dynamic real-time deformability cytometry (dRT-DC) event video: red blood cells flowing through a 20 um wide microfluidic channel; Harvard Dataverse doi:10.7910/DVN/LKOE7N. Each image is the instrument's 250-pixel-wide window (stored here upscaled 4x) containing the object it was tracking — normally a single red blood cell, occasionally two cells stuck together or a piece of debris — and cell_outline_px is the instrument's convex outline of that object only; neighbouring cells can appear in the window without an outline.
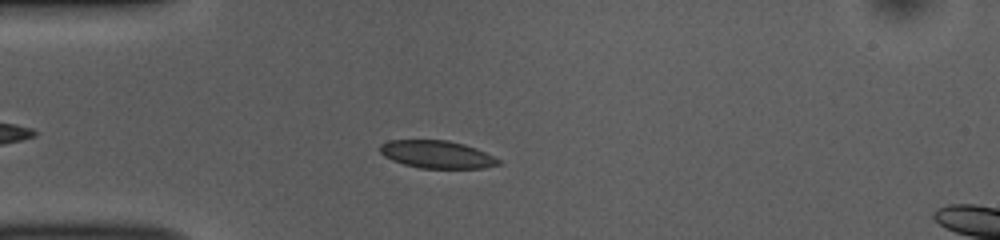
{"species": "common noctule bat (a hibernating species)", "species_latin": "Nyctalus noctula", "temperature_condition": "room temperature", "stored_images_in_passage": 46, "camera_frame_rate_fps": 3000, "um_per_image_px": 0.085, "animal": {"sex": "female", "body_mass_g": 10.0, "forearm_length_mm": 53.1}, "frame": {"image": 1, "passage_image": 8, "time_ms": 2.333, "image_size_px": [1000, 240], "cell_outline_px": [[500, 164], [484, 168], [420, 168], [404, 164], [392, 160], [384, 156], [380, 152], [380, 144], [388, 140], [448, 140], [464, 144], [476, 148], [500, 160]], "centroid_in_image_um": [37.11, 13.12], "position_along_channel_um": 47.9, "area_um2": 19.02}}
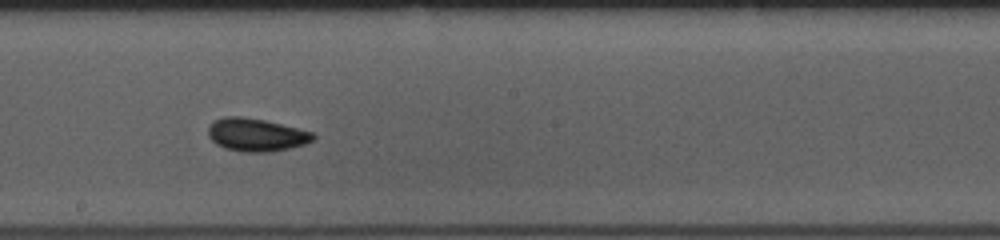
{"frame": {"image": 2, "passage_image": 23, "time_ms": 7.333, "image_size_px": [1000, 240], "cell_outline_px": [[316, 136], [312, 140], [304, 144], [272, 152], [244, 152], [224, 148], [216, 144], [208, 136], [208, 128], [212, 120], [224, 116], [240, 116], [264, 120], [312, 132]], "centroid_in_image_um": [21.72, 11.45], "position_along_channel_um": 226.5, "area_um2": 20.11}}
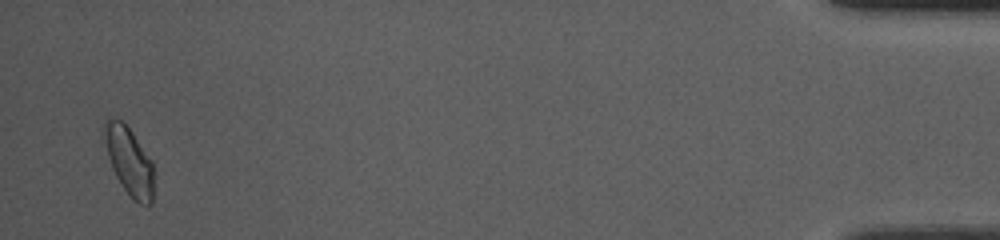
{"frame": {"image": 3, "passage_image": 45, "time_ms": 14.667, "image_size_px": [1000, 240], "cell_outline_px": [[152, 204], [140, 204], [132, 200], [116, 176], [112, 168], [108, 156], [104, 128], [104, 124], [108, 116], [112, 116], [120, 120], [132, 132], [152, 160]], "centroid_in_image_um": [10.98, 13.69], "position_along_channel_um": 424.2, "area_um2": 19.19}, "authors_computed_cell_mechanics": {"area_um2": 19.1318, "velocity_mm_per_s": 3.8331, "shape_relaxation_time_tau1_ms": 5.9668, "shape_relaxation_time_tau2_ms": 2.737, "deformation_change_tau1": 0.1222, "deformation_change_tau2": 0.0564}}